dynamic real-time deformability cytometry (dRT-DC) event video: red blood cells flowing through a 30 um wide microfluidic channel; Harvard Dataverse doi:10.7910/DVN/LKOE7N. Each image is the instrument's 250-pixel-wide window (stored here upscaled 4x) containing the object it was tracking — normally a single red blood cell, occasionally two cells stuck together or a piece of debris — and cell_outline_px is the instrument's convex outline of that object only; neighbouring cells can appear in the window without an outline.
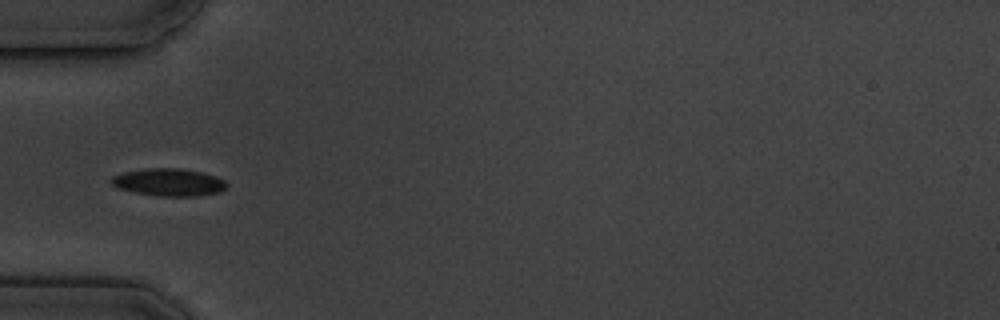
{"species": "common noctule bat (a hibernating species)", "species_latin": "Nyctalus noctula", "temperature_condition": "cold", "stored_images_in_passage": 11, "camera_frame_rate_fps": 3000, "um_per_image_px": 0.085, "animal": {"sex": "male", "body_mass_g": 19.5, "forearm_length_mm": 54.6}, "frame": {"image": 1, "passage_image": 5, "time_ms": 5.333, "image_size_px": [1000, 320], "cell_outline_px": [[228, 184], [220, 192], [200, 196], [160, 196], [136, 192], [116, 188], [108, 180], [112, 176], [124, 172], [148, 168], [180, 168], [200, 172], [216, 176], [224, 180]], "centroid_in_image_um": [14.33, 15.49], "position_along_channel_um": 70.7, "area_um2": 18.5}}
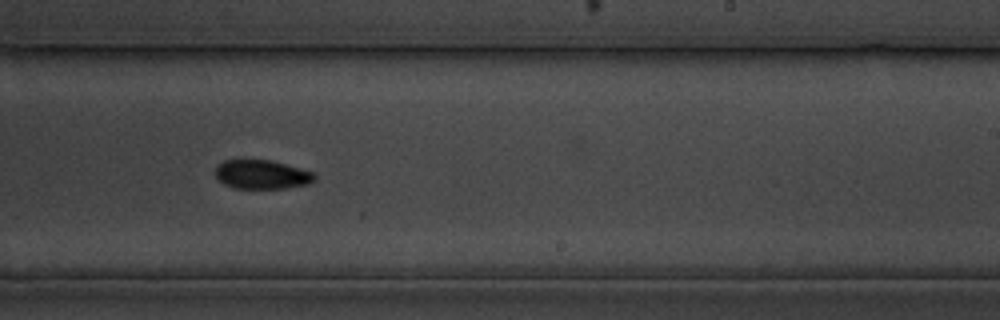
{"frame": {"image": 2, "passage_image": 10, "time_ms": 11.0, "image_size_px": [1000, 320], "cell_outline_px": [[316, 180], [308, 184], [284, 188], [232, 188], [224, 184], [216, 176], [216, 164], [224, 160], [240, 156], [272, 160], [300, 168], [312, 172], [316, 176]], "centroid_in_image_um": [22.2, 14.77], "position_along_channel_um": 266.8, "area_um2": 17.46}}